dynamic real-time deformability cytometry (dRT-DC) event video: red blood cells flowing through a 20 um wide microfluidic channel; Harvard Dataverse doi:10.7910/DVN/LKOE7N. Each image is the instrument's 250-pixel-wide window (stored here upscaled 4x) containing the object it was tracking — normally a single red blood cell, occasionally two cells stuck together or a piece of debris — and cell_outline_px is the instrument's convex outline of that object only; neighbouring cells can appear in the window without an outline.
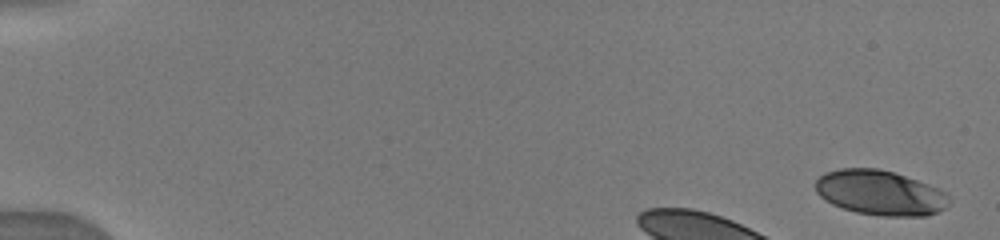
{"species": "human", "species_latin": "Homo sapiens", "temperature_condition": "warm", "stored_images_in_passage": 5, "camera_frame_rate_fps": 3000, "um_per_image_px": 0.085, "donor": {"sex": "male"}, "frame": {"image": 1, "passage_image": 1, "time_ms": 0.0, "image_size_px": [1000, 240], "cell_outline_px": [[952, 200], [940, 212], [928, 216], [880, 216], [856, 212], [832, 204], [824, 200], [816, 192], [816, 180], [824, 172], [840, 168], [880, 168], [928, 184], [944, 192]], "centroid_in_image_um": [74.8, 16.39], "position_along_channel_um": 10.2, "area_um2": 35.03}}